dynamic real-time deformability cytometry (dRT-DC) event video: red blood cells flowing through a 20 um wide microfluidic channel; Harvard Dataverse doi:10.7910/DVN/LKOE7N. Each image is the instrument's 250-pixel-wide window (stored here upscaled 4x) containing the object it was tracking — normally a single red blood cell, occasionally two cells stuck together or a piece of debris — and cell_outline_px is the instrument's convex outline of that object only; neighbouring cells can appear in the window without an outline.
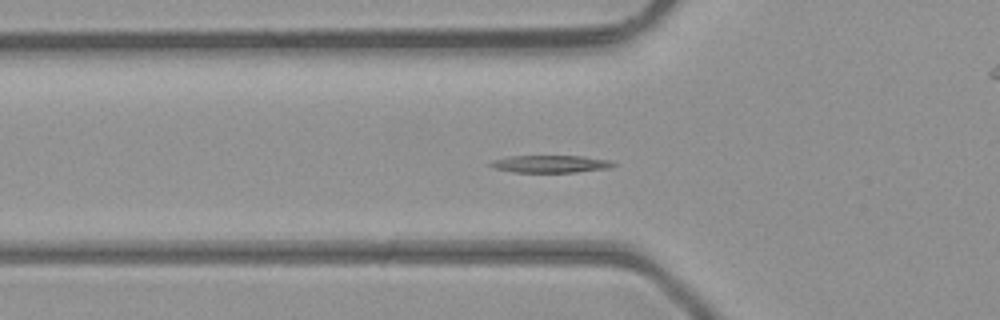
{"species": "common noctule bat (a hibernating species)", "species_latin": "Nyctalus noctula", "temperature_condition": "room temperature", "stored_images_in_passage": 47, "camera_frame_rate_fps": 3000, "um_per_image_px": 0.085, "animal": {"sex": "male", "body_mass_g": 23.1, "forearm_length_mm": 52.7}, "frame": {"image": 1, "passage_image": 16, "time_ms": 5.0, "image_size_px": [1000, 320], "cell_outline_px": [[616, 164], [608, 168], [576, 172], [512, 172], [496, 168], [488, 164], [492, 160], [508, 156], [580, 156], [608, 160]], "centroid_in_image_um": [46.74, 13.93], "position_along_channel_um": 79.1, "area_um2": 12.25}}
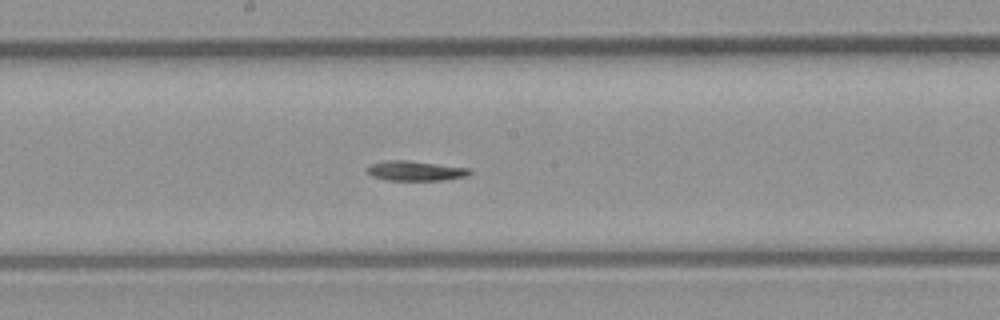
{"frame": {"image": 2, "passage_image": 25, "time_ms": 8.0, "image_size_px": [1000, 320], "cell_outline_px": [[472, 172], [468, 176], [444, 180], [384, 180], [372, 176], [368, 172], [368, 168], [372, 164], [384, 160], [404, 160], [468, 168]], "centroid_in_image_um": [35.31, 14.53], "position_along_channel_um": 212.9, "area_um2": 11.68}}
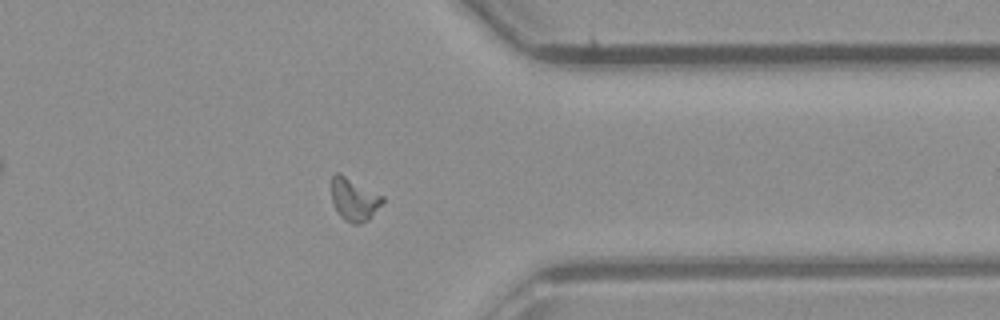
{"frame": {"image": 3, "passage_image": 37, "time_ms": 12.0, "image_size_px": [1000, 320], "cell_outline_px": [[384, 200], [368, 220], [360, 224], [352, 224], [344, 220], [340, 216], [332, 204], [332, 176], [336, 172], [340, 172], [384, 196]], "centroid_in_image_um": [30.08, 16.94], "position_along_channel_um": 381.3, "area_um2": 12.83}, "authors_computed_cell_mechanics": {"area_um2": 12.4848, "velocity_mm_per_s": 4.4282, "shape_relaxation_time_tau1_ms": 4.0256, "shape_relaxation_time_tau2_ms": 8.4178, "deformation_change_tau1": 0.1491, "deformation_change_tau2": 0.1658}}